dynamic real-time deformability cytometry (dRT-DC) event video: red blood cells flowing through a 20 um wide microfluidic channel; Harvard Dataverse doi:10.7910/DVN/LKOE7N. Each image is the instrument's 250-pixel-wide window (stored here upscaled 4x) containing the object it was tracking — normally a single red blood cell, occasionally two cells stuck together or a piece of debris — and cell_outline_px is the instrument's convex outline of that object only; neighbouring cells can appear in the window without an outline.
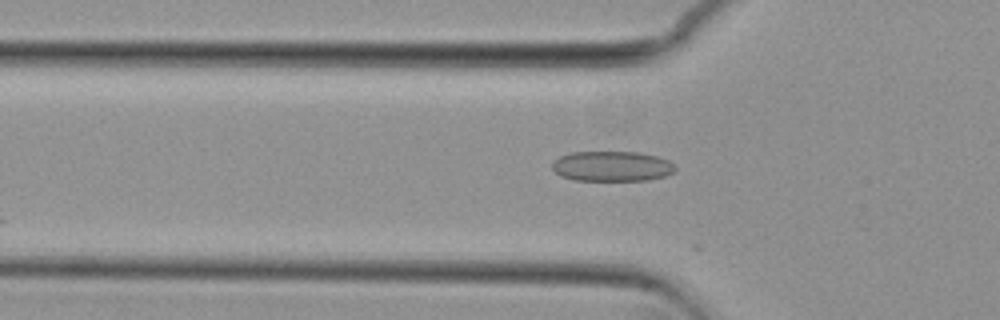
{"species": "common noctule bat (a hibernating species)", "species_latin": "Nyctalus noctula", "temperature_condition": "cold", "stored_images_in_passage": 12, "camera_frame_rate_fps": 3000, "um_per_image_px": 0.085, "animal": {"sex": "female", "body_mass_g": 29.2, "forearm_length_mm": 56.3}, "frame": {"image": 1, "passage_image": 4, "time_ms": 1.0, "image_size_px": [1000, 320], "cell_outline_px": [[676, 168], [672, 172], [664, 176], [648, 180], [576, 180], [560, 176], [552, 168], [552, 160], [560, 156], [572, 152], [636, 152], [656, 156], [668, 160]], "centroid_in_image_um": [51.97, 14.13], "position_along_channel_um": 73.8, "area_um2": 21.5}}
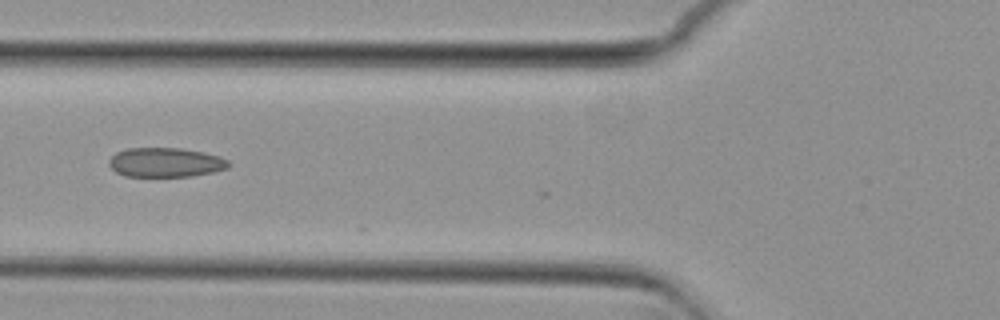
{"frame": {"image": 2, "passage_image": 7, "time_ms": 2.0, "image_size_px": [1000, 320], "cell_outline_px": [[232, 164], [228, 168], [212, 172], [192, 176], [124, 176], [116, 172], [108, 164], [108, 160], [116, 152], [128, 148], [180, 148], [204, 152], [220, 156], [228, 160]], "centroid_in_image_um": [14.08, 13.8], "position_along_channel_um": 111.7, "area_um2": 20.58}}
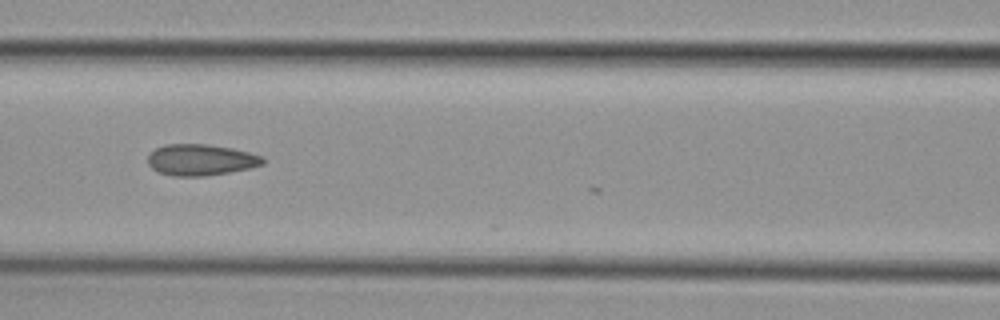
{"frame": {"image": 3, "passage_image": 10, "time_ms": 3.0, "image_size_px": [1000, 320], "cell_outline_px": [[264, 164], [248, 168], [228, 172], [204, 176], [172, 176], [156, 172], [148, 164], [148, 156], [156, 148], [164, 144], [208, 144], [232, 148], [248, 152], [260, 156], [264, 160]], "centroid_in_image_um": [17.02, 13.59], "position_along_channel_um": 149.6, "area_um2": 20.87}}